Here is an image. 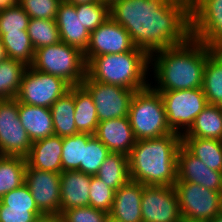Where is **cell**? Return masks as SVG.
<instances>
[{
	"mask_svg": "<svg viewBox=\"0 0 222 222\" xmlns=\"http://www.w3.org/2000/svg\"><path fill=\"white\" fill-rule=\"evenodd\" d=\"M109 14L149 56L191 37L189 0H115Z\"/></svg>",
	"mask_w": 222,
	"mask_h": 222,
	"instance_id": "cell-1",
	"label": "cell"
},
{
	"mask_svg": "<svg viewBox=\"0 0 222 222\" xmlns=\"http://www.w3.org/2000/svg\"><path fill=\"white\" fill-rule=\"evenodd\" d=\"M213 50L190 37L181 45L152 53L150 72L156 82H150V86L155 91L201 88L207 57Z\"/></svg>",
	"mask_w": 222,
	"mask_h": 222,
	"instance_id": "cell-2",
	"label": "cell"
},
{
	"mask_svg": "<svg viewBox=\"0 0 222 222\" xmlns=\"http://www.w3.org/2000/svg\"><path fill=\"white\" fill-rule=\"evenodd\" d=\"M180 146L178 133L137 140L128 155L131 180L143 185L174 186Z\"/></svg>",
	"mask_w": 222,
	"mask_h": 222,
	"instance_id": "cell-3",
	"label": "cell"
},
{
	"mask_svg": "<svg viewBox=\"0 0 222 222\" xmlns=\"http://www.w3.org/2000/svg\"><path fill=\"white\" fill-rule=\"evenodd\" d=\"M149 70L150 56L138 47L124 53L96 56L87 64V76L91 80L135 92L150 85Z\"/></svg>",
	"mask_w": 222,
	"mask_h": 222,
	"instance_id": "cell-4",
	"label": "cell"
},
{
	"mask_svg": "<svg viewBox=\"0 0 222 222\" xmlns=\"http://www.w3.org/2000/svg\"><path fill=\"white\" fill-rule=\"evenodd\" d=\"M128 118L136 140L159 138L175 133L168 126L160 93L150 85L133 94Z\"/></svg>",
	"mask_w": 222,
	"mask_h": 222,
	"instance_id": "cell-5",
	"label": "cell"
},
{
	"mask_svg": "<svg viewBox=\"0 0 222 222\" xmlns=\"http://www.w3.org/2000/svg\"><path fill=\"white\" fill-rule=\"evenodd\" d=\"M31 67L62 78L71 87L81 85L87 76V63L84 53L61 41L35 50Z\"/></svg>",
	"mask_w": 222,
	"mask_h": 222,
	"instance_id": "cell-6",
	"label": "cell"
},
{
	"mask_svg": "<svg viewBox=\"0 0 222 222\" xmlns=\"http://www.w3.org/2000/svg\"><path fill=\"white\" fill-rule=\"evenodd\" d=\"M183 222H210L222 210V192L192 182H175Z\"/></svg>",
	"mask_w": 222,
	"mask_h": 222,
	"instance_id": "cell-7",
	"label": "cell"
},
{
	"mask_svg": "<svg viewBox=\"0 0 222 222\" xmlns=\"http://www.w3.org/2000/svg\"><path fill=\"white\" fill-rule=\"evenodd\" d=\"M156 92L162 97L168 126L180 135L190 128L195 118L208 105L202 87Z\"/></svg>",
	"mask_w": 222,
	"mask_h": 222,
	"instance_id": "cell-8",
	"label": "cell"
},
{
	"mask_svg": "<svg viewBox=\"0 0 222 222\" xmlns=\"http://www.w3.org/2000/svg\"><path fill=\"white\" fill-rule=\"evenodd\" d=\"M70 87L62 78L28 66L16 99L27 105L50 108L58 98L69 91Z\"/></svg>",
	"mask_w": 222,
	"mask_h": 222,
	"instance_id": "cell-9",
	"label": "cell"
},
{
	"mask_svg": "<svg viewBox=\"0 0 222 222\" xmlns=\"http://www.w3.org/2000/svg\"><path fill=\"white\" fill-rule=\"evenodd\" d=\"M191 37L222 49V0H191Z\"/></svg>",
	"mask_w": 222,
	"mask_h": 222,
	"instance_id": "cell-10",
	"label": "cell"
},
{
	"mask_svg": "<svg viewBox=\"0 0 222 222\" xmlns=\"http://www.w3.org/2000/svg\"><path fill=\"white\" fill-rule=\"evenodd\" d=\"M18 109L16 98L0 100V152L3 156L26 158L32 141L21 124Z\"/></svg>",
	"mask_w": 222,
	"mask_h": 222,
	"instance_id": "cell-11",
	"label": "cell"
},
{
	"mask_svg": "<svg viewBox=\"0 0 222 222\" xmlns=\"http://www.w3.org/2000/svg\"><path fill=\"white\" fill-rule=\"evenodd\" d=\"M82 85L93 97L99 122L128 117L134 90L94 81L88 76L82 81Z\"/></svg>",
	"mask_w": 222,
	"mask_h": 222,
	"instance_id": "cell-12",
	"label": "cell"
},
{
	"mask_svg": "<svg viewBox=\"0 0 222 222\" xmlns=\"http://www.w3.org/2000/svg\"><path fill=\"white\" fill-rule=\"evenodd\" d=\"M143 222H183L174 186L143 185Z\"/></svg>",
	"mask_w": 222,
	"mask_h": 222,
	"instance_id": "cell-13",
	"label": "cell"
},
{
	"mask_svg": "<svg viewBox=\"0 0 222 222\" xmlns=\"http://www.w3.org/2000/svg\"><path fill=\"white\" fill-rule=\"evenodd\" d=\"M25 184L39 211L44 216L60 215L61 186L60 173L37 170L26 165Z\"/></svg>",
	"mask_w": 222,
	"mask_h": 222,
	"instance_id": "cell-14",
	"label": "cell"
},
{
	"mask_svg": "<svg viewBox=\"0 0 222 222\" xmlns=\"http://www.w3.org/2000/svg\"><path fill=\"white\" fill-rule=\"evenodd\" d=\"M135 47L126 29L109 17L97 29L90 32L84 57L88 64L96 56L124 53L132 51Z\"/></svg>",
	"mask_w": 222,
	"mask_h": 222,
	"instance_id": "cell-15",
	"label": "cell"
},
{
	"mask_svg": "<svg viewBox=\"0 0 222 222\" xmlns=\"http://www.w3.org/2000/svg\"><path fill=\"white\" fill-rule=\"evenodd\" d=\"M192 182L222 192V172L211 170L182 145L177 154V181Z\"/></svg>",
	"mask_w": 222,
	"mask_h": 222,
	"instance_id": "cell-16",
	"label": "cell"
},
{
	"mask_svg": "<svg viewBox=\"0 0 222 222\" xmlns=\"http://www.w3.org/2000/svg\"><path fill=\"white\" fill-rule=\"evenodd\" d=\"M43 216L25 183L0 198V222H35Z\"/></svg>",
	"mask_w": 222,
	"mask_h": 222,
	"instance_id": "cell-17",
	"label": "cell"
},
{
	"mask_svg": "<svg viewBox=\"0 0 222 222\" xmlns=\"http://www.w3.org/2000/svg\"><path fill=\"white\" fill-rule=\"evenodd\" d=\"M55 21L60 32L61 42L84 53L89 43L90 32L83 27L80 13H76L75 5L62 0L59 3Z\"/></svg>",
	"mask_w": 222,
	"mask_h": 222,
	"instance_id": "cell-18",
	"label": "cell"
},
{
	"mask_svg": "<svg viewBox=\"0 0 222 222\" xmlns=\"http://www.w3.org/2000/svg\"><path fill=\"white\" fill-rule=\"evenodd\" d=\"M113 153L129 155L136 138L128 117L100 121L95 135Z\"/></svg>",
	"mask_w": 222,
	"mask_h": 222,
	"instance_id": "cell-19",
	"label": "cell"
},
{
	"mask_svg": "<svg viewBox=\"0 0 222 222\" xmlns=\"http://www.w3.org/2000/svg\"><path fill=\"white\" fill-rule=\"evenodd\" d=\"M91 175L79 170L60 173V214L67 209L89 206Z\"/></svg>",
	"mask_w": 222,
	"mask_h": 222,
	"instance_id": "cell-20",
	"label": "cell"
},
{
	"mask_svg": "<svg viewBox=\"0 0 222 222\" xmlns=\"http://www.w3.org/2000/svg\"><path fill=\"white\" fill-rule=\"evenodd\" d=\"M143 184L130 180L115 191L113 206L109 213L122 222H143L141 200Z\"/></svg>",
	"mask_w": 222,
	"mask_h": 222,
	"instance_id": "cell-21",
	"label": "cell"
},
{
	"mask_svg": "<svg viewBox=\"0 0 222 222\" xmlns=\"http://www.w3.org/2000/svg\"><path fill=\"white\" fill-rule=\"evenodd\" d=\"M62 146L63 137L57 135L32 142L26 162L31 168L37 170L61 173Z\"/></svg>",
	"mask_w": 222,
	"mask_h": 222,
	"instance_id": "cell-22",
	"label": "cell"
},
{
	"mask_svg": "<svg viewBox=\"0 0 222 222\" xmlns=\"http://www.w3.org/2000/svg\"><path fill=\"white\" fill-rule=\"evenodd\" d=\"M19 117L32 142L54 135L50 108L27 105L19 102Z\"/></svg>",
	"mask_w": 222,
	"mask_h": 222,
	"instance_id": "cell-23",
	"label": "cell"
},
{
	"mask_svg": "<svg viewBox=\"0 0 222 222\" xmlns=\"http://www.w3.org/2000/svg\"><path fill=\"white\" fill-rule=\"evenodd\" d=\"M75 126L79 133L95 135L98 115L90 92L81 84L74 86Z\"/></svg>",
	"mask_w": 222,
	"mask_h": 222,
	"instance_id": "cell-24",
	"label": "cell"
},
{
	"mask_svg": "<svg viewBox=\"0 0 222 222\" xmlns=\"http://www.w3.org/2000/svg\"><path fill=\"white\" fill-rule=\"evenodd\" d=\"M181 137H197L222 141V107L208 104Z\"/></svg>",
	"mask_w": 222,
	"mask_h": 222,
	"instance_id": "cell-25",
	"label": "cell"
},
{
	"mask_svg": "<svg viewBox=\"0 0 222 222\" xmlns=\"http://www.w3.org/2000/svg\"><path fill=\"white\" fill-rule=\"evenodd\" d=\"M54 135L65 137L78 134L75 126L74 86L50 107Z\"/></svg>",
	"mask_w": 222,
	"mask_h": 222,
	"instance_id": "cell-26",
	"label": "cell"
},
{
	"mask_svg": "<svg viewBox=\"0 0 222 222\" xmlns=\"http://www.w3.org/2000/svg\"><path fill=\"white\" fill-rule=\"evenodd\" d=\"M181 145L211 170L222 172L221 140L181 137Z\"/></svg>",
	"mask_w": 222,
	"mask_h": 222,
	"instance_id": "cell-27",
	"label": "cell"
},
{
	"mask_svg": "<svg viewBox=\"0 0 222 222\" xmlns=\"http://www.w3.org/2000/svg\"><path fill=\"white\" fill-rule=\"evenodd\" d=\"M203 92L208 104L222 107V50L214 49L203 71Z\"/></svg>",
	"mask_w": 222,
	"mask_h": 222,
	"instance_id": "cell-28",
	"label": "cell"
},
{
	"mask_svg": "<svg viewBox=\"0 0 222 222\" xmlns=\"http://www.w3.org/2000/svg\"><path fill=\"white\" fill-rule=\"evenodd\" d=\"M96 176L108 187L118 190L131 180L128 155L111 152L101 164Z\"/></svg>",
	"mask_w": 222,
	"mask_h": 222,
	"instance_id": "cell-29",
	"label": "cell"
},
{
	"mask_svg": "<svg viewBox=\"0 0 222 222\" xmlns=\"http://www.w3.org/2000/svg\"><path fill=\"white\" fill-rule=\"evenodd\" d=\"M26 158L2 156L0 159V198L25 183Z\"/></svg>",
	"mask_w": 222,
	"mask_h": 222,
	"instance_id": "cell-30",
	"label": "cell"
},
{
	"mask_svg": "<svg viewBox=\"0 0 222 222\" xmlns=\"http://www.w3.org/2000/svg\"><path fill=\"white\" fill-rule=\"evenodd\" d=\"M27 68L25 63L11 58L0 62V100L16 98Z\"/></svg>",
	"mask_w": 222,
	"mask_h": 222,
	"instance_id": "cell-31",
	"label": "cell"
},
{
	"mask_svg": "<svg viewBox=\"0 0 222 222\" xmlns=\"http://www.w3.org/2000/svg\"><path fill=\"white\" fill-rule=\"evenodd\" d=\"M0 38L8 58L18 60L27 66L33 64L35 50L28 32L0 33Z\"/></svg>",
	"mask_w": 222,
	"mask_h": 222,
	"instance_id": "cell-32",
	"label": "cell"
},
{
	"mask_svg": "<svg viewBox=\"0 0 222 222\" xmlns=\"http://www.w3.org/2000/svg\"><path fill=\"white\" fill-rule=\"evenodd\" d=\"M88 133H78L72 136L63 137L62 146V171L79 170L80 163H83L84 147L91 137Z\"/></svg>",
	"mask_w": 222,
	"mask_h": 222,
	"instance_id": "cell-33",
	"label": "cell"
},
{
	"mask_svg": "<svg viewBox=\"0 0 222 222\" xmlns=\"http://www.w3.org/2000/svg\"><path fill=\"white\" fill-rule=\"evenodd\" d=\"M27 32L34 50L61 41L56 21L52 19H30Z\"/></svg>",
	"mask_w": 222,
	"mask_h": 222,
	"instance_id": "cell-34",
	"label": "cell"
},
{
	"mask_svg": "<svg viewBox=\"0 0 222 222\" xmlns=\"http://www.w3.org/2000/svg\"><path fill=\"white\" fill-rule=\"evenodd\" d=\"M111 152L109 149L94 135L88 140L84 147L83 163H80V172L89 175H96L101 164Z\"/></svg>",
	"mask_w": 222,
	"mask_h": 222,
	"instance_id": "cell-35",
	"label": "cell"
},
{
	"mask_svg": "<svg viewBox=\"0 0 222 222\" xmlns=\"http://www.w3.org/2000/svg\"><path fill=\"white\" fill-rule=\"evenodd\" d=\"M76 13H80L83 27L89 32L97 29L110 17L109 4L98 0L96 2L75 5Z\"/></svg>",
	"mask_w": 222,
	"mask_h": 222,
	"instance_id": "cell-36",
	"label": "cell"
},
{
	"mask_svg": "<svg viewBox=\"0 0 222 222\" xmlns=\"http://www.w3.org/2000/svg\"><path fill=\"white\" fill-rule=\"evenodd\" d=\"M30 17L18 4L0 9V33L27 32Z\"/></svg>",
	"mask_w": 222,
	"mask_h": 222,
	"instance_id": "cell-37",
	"label": "cell"
},
{
	"mask_svg": "<svg viewBox=\"0 0 222 222\" xmlns=\"http://www.w3.org/2000/svg\"><path fill=\"white\" fill-rule=\"evenodd\" d=\"M114 196L115 190L108 187L96 175H91L89 206L109 214L113 206Z\"/></svg>",
	"mask_w": 222,
	"mask_h": 222,
	"instance_id": "cell-38",
	"label": "cell"
},
{
	"mask_svg": "<svg viewBox=\"0 0 222 222\" xmlns=\"http://www.w3.org/2000/svg\"><path fill=\"white\" fill-rule=\"evenodd\" d=\"M62 0H18V4L30 19L55 20L59 3Z\"/></svg>",
	"mask_w": 222,
	"mask_h": 222,
	"instance_id": "cell-39",
	"label": "cell"
},
{
	"mask_svg": "<svg viewBox=\"0 0 222 222\" xmlns=\"http://www.w3.org/2000/svg\"><path fill=\"white\" fill-rule=\"evenodd\" d=\"M108 213L91 206L64 210L59 215L60 222H105Z\"/></svg>",
	"mask_w": 222,
	"mask_h": 222,
	"instance_id": "cell-40",
	"label": "cell"
},
{
	"mask_svg": "<svg viewBox=\"0 0 222 222\" xmlns=\"http://www.w3.org/2000/svg\"><path fill=\"white\" fill-rule=\"evenodd\" d=\"M35 222H60L59 217L55 216H43L38 218Z\"/></svg>",
	"mask_w": 222,
	"mask_h": 222,
	"instance_id": "cell-41",
	"label": "cell"
},
{
	"mask_svg": "<svg viewBox=\"0 0 222 222\" xmlns=\"http://www.w3.org/2000/svg\"><path fill=\"white\" fill-rule=\"evenodd\" d=\"M8 58L7 53H6V49L1 41L0 38V62H2L3 60H6Z\"/></svg>",
	"mask_w": 222,
	"mask_h": 222,
	"instance_id": "cell-42",
	"label": "cell"
},
{
	"mask_svg": "<svg viewBox=\"0 0 222 222\" xmlns=\"http://www.w3.org/2000/svg\"><path fill=\"white\" fill-rule=\"evenodd\" d=\"M18 3V0H0V9Z\"/></svg>",
	"mask_w": 222,
	"mask_h": 222,
	"instance_id": "cell-43",
	"label": "cell"
},
{
	"mask_svg": "<svg viewBox=\"0 0 222 222\" xmlns=\"http://www.w3.org/2000/svg\"><path fill=\"white\" fill-rule=\"evenodd\" d=\"M68 3L78 5V4H85V3H91V2H96L98 0H64Z\"/></svg>",
	"mask_w": 222,
	"mask_h": 222,
	"instance_id": "cell-44",
	"label": "cell"
},
{
	"mask_svg": "<svg viewBox=\"0 0 222 222\" xmlns=\"http://www.w3.org/2000/svg\"><path fill=\"white\" fill-rule=\"evenodd\" d=\"M210 222H222V210L221 212L215 216Z\"/></svg>",
	"mask_w": 222,
	"mask_h": 222,
	"instance_id": "cell-45",
	"label": "cell"
},
{
	"mask_svg": "<svg viewBox=\"0 0 222 222\" xmlns=\"http://www.w3.org/2000/svg\"><path fill=\"white\" fill-rule=\"evenodd\" d=\"M105 222H122V221L117 220V219L113 218L112 216L108 215Z\"/></svg>",
	"mask_w": 222,
	"mask_h": 222,
	"instance_id": "cell-46",
	"label": "cell"
},
{
	"mask_svg": "<svg viewBox=\"0 0 222 222\" xmlns=\"http://www.w3.org/2000/svg\"><path fill=\"white\" fill-rule=\"evenodd\" d=\"M102 1L105 2V3H108L110 5L115 0H102Z\"/></svg>",
	"mask_w": 222,
	"mask_h": 222,
	"instance_id": "cell-47",
	"label": "cell"
}]
</instances>
